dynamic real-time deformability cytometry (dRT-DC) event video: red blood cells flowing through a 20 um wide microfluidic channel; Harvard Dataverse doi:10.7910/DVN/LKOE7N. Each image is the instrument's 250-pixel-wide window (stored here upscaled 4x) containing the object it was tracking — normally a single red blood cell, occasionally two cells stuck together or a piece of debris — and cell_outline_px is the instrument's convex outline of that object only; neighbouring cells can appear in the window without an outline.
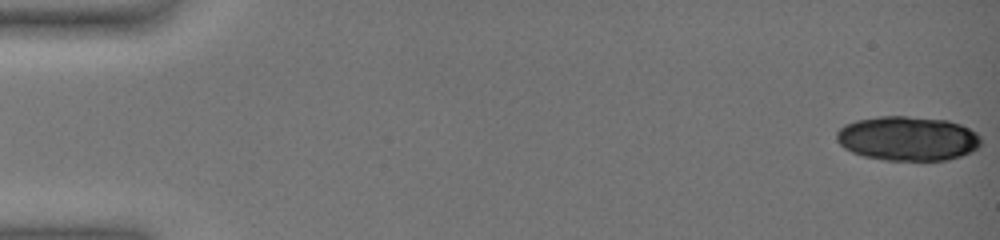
{"species": "common noctule bat (a hibernating species)", "species_latin": "Nyctalus noctula", "temperature_condition": "warm", "stored_images_in_passage": 8, "camera_frame_rate_fps": 3000, "um_per_image_px": 0.085, "animal": {"sex": "female", "body_mass_g": 19.0, "forearm_length_mm": 51.5}, "frame": {"image": 1, "passage_image": 1, "time_ms": 0.0, "image_size_px": [1000, 240], "cell_outline_px": [[980, 144], [972, 152], [948, 160], [884, 160], [864, 156], [852, 152], [844, 148], [836, 140], [836, 132], [844, 124], [856, 120], [880, 116], [904, 116], [948, 120], [960, 124], [976, 132], [980, 136]], "centroid_in_image_um": [77.14, 11.77], "position_along_channel_um": 7.9, "area_um2": 37.45}}